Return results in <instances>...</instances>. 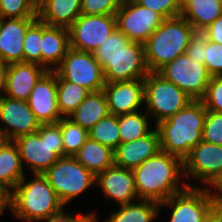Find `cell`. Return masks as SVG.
<instances>
[{
	"label": "cell",
	"instance_id": "cell-1",
	"mask_svg": "<svg viewBox=\"0 0 222 222\" xmlns=\"http://www.w3.org/2000/svg\"><path fill=\"white\" fill-rule=\"evenodd\" d=\"M132 172L140 200H151L160 204L187 187H193L185 180L180 182L182 187L180 186L179 178L184 176L183 160L162 150Z\"/></svg>",
	"mask_w": 222,
	"mask_h": 222
},
{
	"label": "cell",
	"instance_id": "cell-2",
	"mask_svg": "<svg viewBox=\"0 0 222 222\" xmlns=\"http://www.w3.org/2000/svg\"><path fill=\"white\" fill-rule=\"evenodd\" d=\"M32 175L30 181L24 176L10 193L13 217L25 222H47L65 213L64 204L43 174Z\"/></svg>",
	"mask_w": 222,
	"mask_h": 222
},
{
	"label": "cell",
	"instance_id": "cell-3",
	"mask_svg": "<svg viewBox=\"0 0 222 222\" xmlns=\"http://www.w3.org/2000/svg\"><path fill=\"white\" fill-rule=\"evenodd\" d=\"M206 117L201 100H193L175 115L160 121L156 128L160 136L161 150L182 160L200 141Z\"/></svg>",
	"mask_w": 222,
	"mask_h": 222
},
{
	"label": "cell",
	"instance_id": "cell-4",
	"mask_svg": "<svg viewBox=\"0 0 222 222\" xmlns=\"http://www.w3.org/2000/svg\"><path fill=\"white\" fill-rule=\"evenodd\" d=\"M196 30L182 16L165 19L144 43L146 64L157 72L166 63L186 54Z\"/></svg>",
	"mask_w": 222,
	"mask_h": 222
},
{
	"label": "cell",
	"instance_id": "cell-5",
	"mask_svg": "<svg viewBox=\"0 0 222 222\" xmlns=\"http://www.w3.org/2000/svg\"><path fill=\"white\" fill-rule=\"evenodd\" d=\"M22 166L33 174H43L60 157H64L63 141L58 123L41 124L38 131L14 140Z\"/></svg>",
	"mask_w": 222,
	"mask_h": 222
},
{
	"label": "cell",
	"instance_id": "cell-6",
	"mask_svg": "<svg viewBox=\"0 0 222 222\" xmlns=\"http://www.w3.org/2000/svg\"><path fill=\"white\" fill-rule=\"evenodd\" d=\"M193 99L158 72H149L144 78V106L155 124L175 115Z\"/></svg>",
	"mask_w": 222,
	"mask_h": 222
},
{
	"label": "cell",
	"instance_id": "cell-7",
	"mask_svg": "<svg viewBox=\"0 0 222 222\" xmlns=\"http://www.w3.org/2000/svg\"><path fill=\"white\" fill-rule=\"evenodd\" d=\"M43 176L64 206L94 185L96 180L73 156L60 157Z\"/></svg>",
	"mask_w": 222,
	"mask_h": 222
},
{
	"label": "cell",
	"instance_id": "cell-8",
	"mask_svg": "<svg viewBox=\"0 0 222 222\" xmlns=\"http://www.w3.org/2000/svg\"><path fill=\"white\" fill-rule=\"evenodd\" d=\"M64 81L78 84L89 92L103 90L104 73L92 52L69 48L61 63L53 70Z\"/></svg>",
	"mask_w": 222,
	"mask_h": 222
},
{
	"label": "cell",
	"instance_id": "cell-9",
	"mask_svg": "<svg viewBox=\"0 0 222 222\" xmlns=\"http://www.w3.org/2000/svg\"><path fill=\"white\" fill-rule=\"evenodd\" d=\"M157 72L193 100L202 99L212 77L205 64L198 63L187 54L166 63Z\"/></svg>",
	"mask_w": 222,
	"mask_h": 222
},
{
	"label": "cell",
	"instance_id": "cell-10",
	"mask_svg": "<svg viewBox=\"0 0 222 222\" xmlns=\"http://www.w3.org/2000/svg\"><path fill=\"white\" fill-rule=\"evenodd\" d=\"M115 17L119 32L124 33L130 41L143 44L165 20L162 15L135 0H123Z\"/></svg>",
	"mask_w": 222,
	"mask_h": 222
},
{
	"label": "cell",
	"instance_id": "cell-11",
	"mask_svg": "<svg viewBox=\"0 0 222 222\" xmlns=\"http://www.w3.org/2000/svg\"><path fill=\"white\" fill-rule=\"evenodd\" d=\"M68 29L70 48L94 52L117 29L116 17L81 14Z\"/></svg>",
	"mask_w": 222,
	"mask_h": 222
},
{
	"label": "cell",
	"instance_id": "cell-12",
	"mask_svg": "<svg viewBox=\"0 0 222 222\" xmlns=\"http://www.w3.org/2000/svg\"><path fill=\"white\" fill-rule=\"evenodd\" d=\"M209 189L196 185L187 187L160 203V206L171 208L169 222H199L217 204Z\"/></svg>",
	"mask_w": 222,
	"mask_h": 222
},
{
	"label": "cell",
	"instance_id": "cell-13",
	"mask_svg": "<svg viewBox=\"0 0 222 222\" xmlns=\"http://www.w3.org/2000/svg\"><path fill=\"white\" fill-rule=\"evenodd\" d=\"M183 173L211 187L222 174V145L200 141L183 159Z\"/></svg>",
	"mask_w": 222,
	"mask_h": 222
},
{
	"label": "cell",
	"instance_id": "cell-14",
	"mask_svg": "<svg viewBox=\"0 0 222 222\" xmlns=\"http://www.w3.org/2000/svg\"><path fill=\"white\" fill-rule=\"evenodd\" d=\"M0 123V130L10 141L36 133L41 125L30 109L28 101L11 99L4 95L0 96Z\"/></svg>",
	"mask_w": 222,
	"mask_h": 222
},
{
	"label": "cell",
	"instance_id": "cell-15",
	"mask_svg": "<svg viewBox=\"0 0 222 222\" xmlns=\"http://www.w3.org/2000/svg\"><path fill=\"white\" fill-rule=\"evenodd\" d=\"M143 43L130 42L110 62H106L105 83L144 79L149 73Z\"/></svg>",
	"mask_w": 222,
	"mask_h": 222
},
{
	"label": "cell",
	"instance_id": "cell-16",
	"mask_svg": "<svg viewBox=\"0 0 222 222\" xmlns=\"http://www.w3.org/2000/svg\"><path fill=\"white\" fill-rule=\"evenodd\" d=\"M28 104L41 124L57 123L62 118L57 101V74L54 71H46L39 78Z\"/></svg>",
	"mask_w": 222,
	"mask_h": 222
},
{
	"label": "cell",
	"instance_id": "cell-17",
	"mask_svg": "<svg viewBox=\"0 0 222 222\" xmlns=\"http://www.w3.org/2000/svg\"><path fill=\"white\" fill-rule=\"evenodd\" d=\"M109 114L115 116L139 111L144 104V79L105 83Z\"/></svg>",
	"mask_w": 222,
	"mask_h": 222
},
{
	"label": "cell",
	"instance_id": "cell-18",
	"mask_svg": "<svg viewBox=\"0 0 222 222\" xmlns=\"http://www.w3.org/2000/svg\"><path fill=\"white\" fill-rule=\"evenodd\" d=\"M95 183L103 191L107 200L125 205L137 201L138 198L134 175L131 169L112 165L96 176Z\"/></svg>",
	"mask_w": 222,
	"mask_h": 222
},
{
	"label": "cell",
	"instance_id": "cell-19",
	"mask_svg": "<svg viewBox=\"0 0 222 222\" xmlns=\"http://www.w3.org/2000/svg\"><path fill=\"white\" fill-rule=\"evenodd\" d=\"M160 151V136L155 126L147 135L139 139L120 143L114 150V164L133 170Z\"/></svg>",
	"mask_w": 222,
	"mask_h": 222
},
{
	"label": "cell",
	"instance_id": "cell-20",
	"mask_svg": "<svg viewBox=\"0 0 222 222\" xmlns=\"http://www.w3.org/2000/svg\"><path fill=\"white\" fill-rule=\"evenodd\" d=\"M37 18H0V60L7 64L23 62V40Z\"/></svg>",
	"mask_w": 222,
	"mask_h": 222
},
{
	"label": "cell",
	"instance_id": "cell-21",
	"mask_svg": "<svg viewBox=\"0 0 222 222\" xmlns=\"http://www.w3.org/2000/svg\"><path fill=\"white\" fill-rule=\"evenodd\" d=\"M46 71L42 65L36 63L9 64L3 95L11 99L28 101L33 87Z\"/></svg>",
	"mask_w": 222,
	"mask_h": 222
},
{
	"label": "cell",
	"instance_id": "cell-22",
	"mask_svg": "<svg viewBox=\"0 0 222 222\" xmlns=\"http://www.w3.org/2000/svg\"><path fill=\"white\" fill-rule=\"evenodd\" d=\"M69 48L68 28L42 22L41 65L47 71H53L61 63Z\"/></svg>",
	"mask_w": 222,
	"mask_h": 222
},
{
	"label": "cell",
	"instance_id": "cell-23",
	"mask_svg": "<svg viewBox=\"0 0 222 222\" xmlns=\"http://www.w3.org/2000/svg\"><path fill=\"white\" fill-rule=\"evenodd\" d=\"M81 14V0L37 2V18L49 26L69 28Z\"/></svg>",
	"mask_w": 222,
	"mask_h": 222
},
{
	"label": "cell",
	"instance_id": "cell-24",
	"mask_svg": "<svg viewBox=\"0 0 222 222\" xmlns=\"http://www.w3.org/2000/svg\"><path fill=\"white\" fill-rule=\"evenodd\" d=\"M222 15V0H184L181 16L196 31H203Z\"/></svg>",
	"mask_w": 222,
	"mask_h": 222
},
{
	"label": "cell",
	"instance_id": "cell-25",
	"mask_svg": "<svg viewBox=\"0 0 222 222\" xmlns=\"http://www.w3.org/2000/svg\"><path fill=\"white\" fill-rule=\"evenodd\" d=\"M24 176L18 147L9 141L0 151V191L10 194Z\"/></svg>",
	"mask_w": 222,
	"mask_h": 222
},
{
	"label": "cell",
	"instance_id": "cell-26",
	"mask_svg": "<svg viewBox=\"0 0 222 222\" xmlns=\"http://www.w3.org/2000/svg\"><path fill=\"white\" fill-rule=\"evenodd\" d=\"M109 114L103 90L90 92L78 108L68 116L74 123L90 130L98 121Z\"/></svg>",
	"mask_w": 222,
	"mask_h": 222
},
{
	"label": "cell",
	"instance_id": "cell-27",
	"mask_svg": "<svg viewBox=\"0 0 222 222\" xmlns=\"http://www.w3.org/2000/svg\"><path fill=\"white\" fill-rule=\"evenodd\" d=\"M73 157L95 177L114 165V150L90 138Z\"/></svg>",
	"mask_w": 222,
	"mask_h": 222
},
{
	"label": "cell",
	"instance_id": "cell-28",
	"mask_svg": "<svg viewBox=\"0 0 222 222\" xmlns=\"http://www.w3.org/2000/svg\"><path fill=\"white\" fill-rule=\"evenodd\" d=\"M160 204L138 199L137 202L120 205L104 222H153L159 216Z\"/></svg>",
	"mask_w": 222,
	"mask_h": 222
},
{
	"label": "cell",
	"instance_id": "cell-29",
	"mask_svg": "<svg viewBox=\"0 0 222 222\" xmlns=\"http://www.w3.org/2000/svg\"><path fill=\"white\" fill-rule=\"evenodd\" d=\"M89 93L86 88L64 81L57 75V101L62 117L72 114Z\"/></svg>",
	"mask_w": 222,
	"mask_h": 222
},
{
	"label": "cell",
	"instance_id": "cell-30",
	"mask_svg": "<svg viewBox=\"0 0 222 222\" xmlns=\"http://www.w3.org/2000/svg\"><path fill=\"white\" fill-rule=\"evenodd\" d=\"M148 113L140 111L118 116V128L121 143L131 142L147 135L152 129L148 123Z\"/></svg>",
	"mask_w": 222,
	"mask_h": 222
},
{
	"label": "cell",
	"instance_id": "cell-31",
	"mask_svg": "<svg viewBox=\"0 0 222 222\" xmlns=\"http://www.w3.org/2000/svg\"><path fill=\"white\" fill-rule=\"evenodd\" d=\"M88 134L90 139L115 150L121 143L118 116L108 114L88 130Z\"/></svg>",
	"mask_w": 222,
	"mask_h": 222
},
{
	"label": "cell",
	"instance_id": "cell-32",
	"mask_svg": "<svg viewBox=\"0 0 222 222\" xmlns=\"http://www.w3.org/2000/svg\"><path fill=\"white\" fill-rule=\"evenodd\" d=\"M57 123L61 129L64 156H74L89 138L88 130L68 117H62Z\"/></svg>",
	"mask_w": 222,
	"mask_h": 222
},
{
	"label": "cell",
	"instance_id": "cell-33",
	"mask_svg": "<svg viewBox=\"0 0 222 222\" xmlns=\"http://www.w3.org/2000/svg\"><path fill=\"white\" fill-rule=\"evenodd\" d=\"M130 42L131 41L124 33L116 29L96 50H94V52H92L101 65L103 73L106 71V62L115 59Z\"/></svg>",
	"mask_w": 222,
	"mask_h": 222
},
{
	"label": "cell",
	"instance_id": "cell-34",
	"mask_svg": "<svg viewBox=\"0 0 222 222\" xmlns=\"http://www.w3.org/2000/svg\"><path fill=\"white\" fill-rule=\"evenodd\" d=\"M42 21L38 18L28 27L23 40V62L41 65Z\"/></svg>",
	"mask_w": 222,
	"mask_h": 222
},
{
	"label": "cell",
	"instance_id": "cell-35",
	"mask_svg": "<svg viewBox=\"0 0 222 222\" xmlns=\"http://www.w3.org/2000/svg\"><path fill=\"white\" fill-rule=\"evenodd\" d=\"M0 18H37V1L1 0Z\"/></svg>",
	"mask_w": 222,
	"mask_h": 222
},
{
	"label": "cell",
	"instance_id": "cell-36",
	"mask_svg": "<svg viewBox=\"0 0 222 222\" xmlns=\"http://www.w3.org/2000/svg\"><path fill=\"white\" fill-rule=\"evenodd\" d=\"M202 141L222 145V113L206 110Z\"/></svg>",
	"mask_w": 222,
	"mask_h": 222
},
{
	"label": "cell",
	"instance_id": "cell-37",
	"mask_svg": "<svg viewBox=\"0 0 222 222\" xmlns=\"http://www.w3.org/2000/svg\"><path fill=\"white\" fill-rule=\"evenodd\" d=\"M123 0H81L84 15H115Z\"/></svg>",
	"mask_w": 222,
	"mask_h": 222
},
{
	"label": "cell",
	"instance_id": "cell-38",
	"mask_svg": "<svg viewBox=\"0 0 222 222\" xmlns=\"http://www.w3.org/2000/svg\"><path fill=\"white\" fill-rule=\"evenodd\" d=\"M206 110L222 113V76H213L201 99Z\"/></svg>",
	"mask_w": 222,
	"mask_h": 222
},
{
	"label": "cell",
	"instance_id": "cell-39",
	"mask_svg": "<svg viewBox=\"0 0 222 222\" xmlns=\"http://www.w3.org/2000/svg\"><path fill=\"white\" fill-rule=\"evenodd\" d=\"M141 6L162 15L165 19L181 16L179 0H135Z\"/></svg>",
	"mask_w": 222,
	"mask_h": 222
},
{
	"label": "cell",
	"instance_id": "cell-40",
	"mask_svg": "<svg viewBox=\"0 0 222 222\" xmlns=\"http://www.w3.org/2000/svg\"><path fill=\"white\" fill-rule=\"evenodd\" d=\"M204 64L209 74L222 76V45L206 39V49L204 51Z\"/></svg>",
	"mask_w": 222,
	"mask_h": 222
},
{
	"label": "cell",
	"instance_id": "cell-41",
	"mask_svg": "<svg viewBox=\"0 0 222 222\" xmlns=\"http://www.w3.org/2000/svg\"><path fill=\"white\" fill-rule=\"evenodd\" d=\"M207 36L202 31H196L186 49V54L198 63L204 64V51L206 49Z\"/></svg>",
	"mask_w": 222,
	"mask_h": 222
},
{
	"label": "cell",
	"instance_id": "cell-42",
	"mask_svg": "<svg viewBox=\"0 0 222 222\" xmlns=\"http://www.w3.org/2000/svg\"><path fill=\"white\" fill-rule=\"evenodd\" d=\"M209 41L222 45V15L202 31Z\"/></svg>",
	"mask_w": 222,
	"mask_h": 222
},
{
	"label": "cell",
	"instance_id": "cell-43",
	"mask_svg": "<svg viewBox=\"0 0 222 222\" xmlns=\"http://www.w3.org/2000/svg\"><path fill=\"white\" fill-rule=\"evenodd\" d=\"M96 213H87V214H77V215H70L63 213L62 215L55 217L47 222H97Z\"/></svg>",
	"mask_w": 222,
	"mask_h": 222
},
{
	"label": "cell",
	"instance_id": "cell-44",
	"mask_svg": "<svg viewBox=\"0 0 222 222\" xmlns=\"http://www.w3.org/2000/svg\"><path fill=\"white\" fill-rule=\"evenodd\" d=\"M199 222H221L220 204H216Z\"/></svg>",
	"mask_w": 222,
	"mask_h": 222
},
{
	"label": "cell",
	"instance_id": "cell-45",
	"mask_svg": "<svg viewBox=\"0 0 222 222\" xmlns=\"http://www.w3.org/2000/svg\"><path fill=\"white\" fill-rule=\"evenodd\" d=\"M213 187V191H211L212 189H210V193L211 195L214 197V199L216 200V203L218 204H222V174L221 176L216 180V182L211 186V188Z\"/></svg>",
	"mask_w": 222,
	"mask_h": 222
},
{
	"label": "cell",
	"instance_id": "cell-46",
	"mask_svg": "<svg viewBox=\"0 0 222 222\" xmlns=\"http://www.w3.org/2000/svg\"><path fill=\"white\" fill-rule=\"evenodd\" d=\"M9 64L0 60V92L4 91L6 85V76ZM2 94L0 93V96Z\"/></svg>",
	"mask_w": 222,
	"mask_h": 222
},
{
	"label": "cell",
	"instance_id": "cell-47",
	"mask_svg": "<svg viewBox=\"0 0 222 222\" xmlns=\"http://www.w3.org/2000/svg\"><path fill=\"white\" fill-rule=\"evenodd\" d=\"M7 207L10 209V194L0 191V217Z\"/></svg>",
	"mask_w": 222,
	"mask_h": 222
},
{
	"label": "cell",
	"instance_id": "cell-48",
	"mask_svg": "<svg viewBox=\"0 0 222 222\" xmlns=\"http://www.w3.org/2000/svg\"><path fill=\"white\" fill-rule=\"evenodd\" d=\"M10 141V139L0 130V151L5 147V145Z\"/></svg>",
	"mask_w": 222,
	"mask_h": 222
},
{
	"label": "cell",
	"instance_id": "cell-49",
	"mask_svg": "<svg viewBox=\"0 0 222 222\" xmlns=\"http://www.w3.org/2000/svg\"><path fill=\"white\" fill-rule=\"evenodd\" d=\"M220 218H221V222H222V204H220Z\"/></svg>",
	"mask_w": 222,
	"mask_h": 222
}]
</instances>
